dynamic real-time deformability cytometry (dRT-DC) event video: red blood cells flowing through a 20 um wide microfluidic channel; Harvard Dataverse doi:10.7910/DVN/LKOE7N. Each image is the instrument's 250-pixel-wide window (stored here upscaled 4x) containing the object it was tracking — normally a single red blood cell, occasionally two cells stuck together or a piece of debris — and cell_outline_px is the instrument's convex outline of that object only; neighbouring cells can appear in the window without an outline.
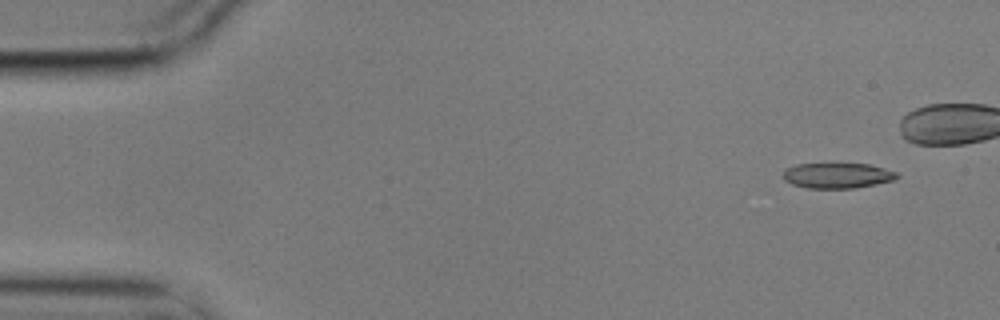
{"species": "common noctule bat (a hibernating species)", "species_latin": "Nyctalus noctula", "temperature_condition": "cold", "stored_images_in_passage": 43, "camera_frame_rate_fps": 3000, "um_per_image_px": 0.085, "animal": {"sex": "male", "body_mass_g": 17.9}, "frame": {"image": 1, "passage_image": 1, "time_ms": 0.0, "image_size_px": [1000, 320], "cell_outline_px": [[900, 176], [892, 180], [856, 188], [808, 188], [792, 184], [784, 180], [784, 168], [796, 164], [868, 164], [884, 168], [896, 172]], "centroid_in_image_um": [71.15, 14.92], "position_along_channel_um": 13.8, "area_um2": 16.7}}
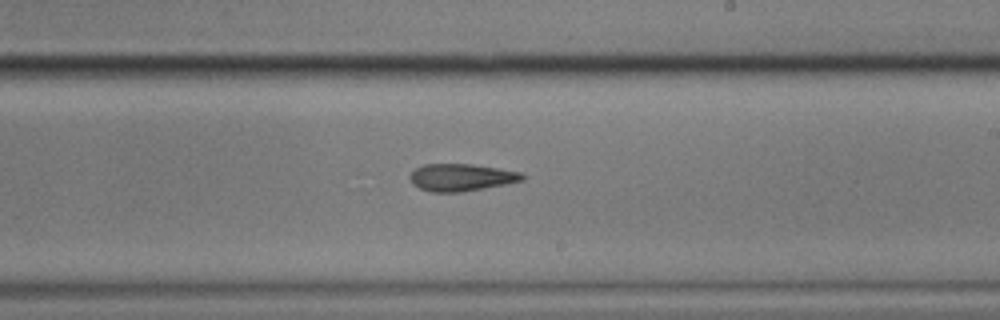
{"frame": {"image": 2, "passage_image": 30, "time_ms": 9.667, "image_size_px": [1000, 320], "cell_outline_px": [[524, 180], [484, 188], [460, 192], [432, 192], [420, 188], [412, 184], [408, 176], [416, 168], [424, 164], [472, 164], [524, 172]], "centroid_in_image_um": [39.2, 15.07], "position_along_channel_um": 249.8, "area_um2": 17.86}}
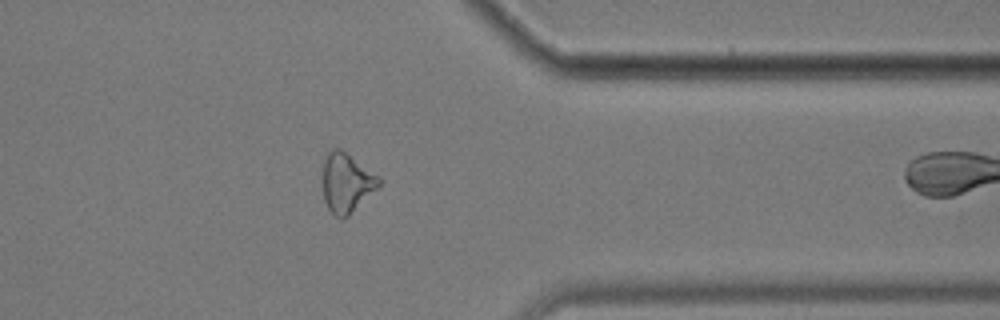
{"frame": {"image": 3, "passage_image": 42, "time_ms": 13.667, "image_size_px": [1000, 320], "cell_outline_px": [[380, 184], [348, 216], [340, 220], [328, 208], [324, 200], [320, 180], [324, 160], [328, 152], [332, 148], [340, 148], [380, 176]], "centroid_in_image_um": [29.4, 15.51], "position_along_channel_um": 382.0, "area_um2": 19.65}}